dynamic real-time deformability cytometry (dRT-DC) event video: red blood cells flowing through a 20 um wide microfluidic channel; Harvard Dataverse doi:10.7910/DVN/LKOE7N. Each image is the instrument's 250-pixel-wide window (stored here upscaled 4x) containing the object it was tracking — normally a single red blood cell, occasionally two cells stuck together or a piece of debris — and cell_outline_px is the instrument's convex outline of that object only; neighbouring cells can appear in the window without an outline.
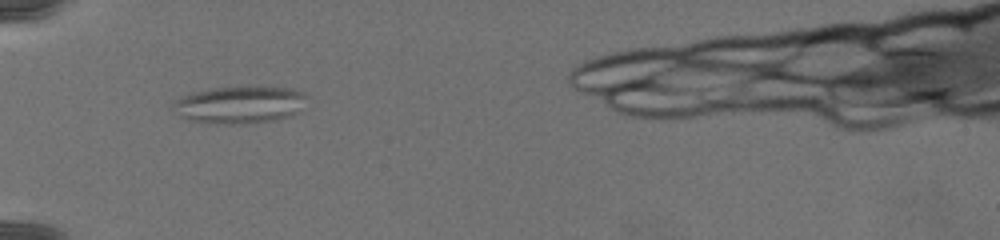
{"species": "common noctule bat (a hibernating species)", "species_latin": "Nyctalus noctula", "temperature_condition": "warm", "stored_images_in_passage": 5, "camera_frame_rate_fps": 3000, "um_per_image_px": 0.085, "animal": {"sex": "female", "body_mass_g": 19.5, "forearm_length_mm": 54.1}, "frame": {"image": 1, "passage_image": 1, "time_ms": 0.0, "image_size_px": [1000, 240], "cell_outline_px": [[308, 96], [296, 112], [292, 116], [276, 120], [244, 124], [216, 124], [188, 120], [180, 116], [172, 108], [172, 104], [176, 100], [184, 96], [196, 92], [212, 88], [292, 88], [304, 92]], "centroid_in_image_um": [20.37, 8.93], "position_along_channel_um": 64.6, "area_um2": 28.67}}